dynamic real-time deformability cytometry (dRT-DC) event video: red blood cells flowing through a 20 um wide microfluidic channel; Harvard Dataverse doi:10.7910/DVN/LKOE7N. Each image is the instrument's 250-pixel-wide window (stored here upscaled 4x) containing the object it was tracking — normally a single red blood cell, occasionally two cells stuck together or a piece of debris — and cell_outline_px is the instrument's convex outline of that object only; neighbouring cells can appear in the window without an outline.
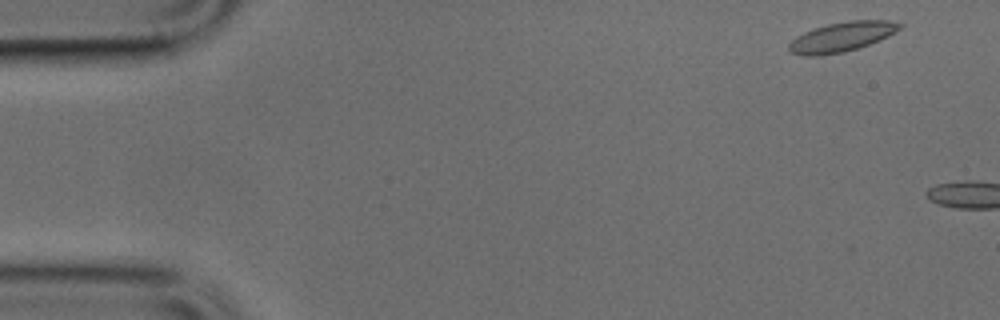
{"species": "common noctule bat (a hibernating species)", "species_latin": "Nyctalus noctula", "temperature_condition": "cold", "stored_images_in_passage": 11, "camera_frame_rate_fps": 3000, "um_per_image_px": 0.085, "animal": {"sex": "male", "body_mass_g": 17.9, "forearm_length_mm": 54.2}, "frame": {"image": 1, "passage_image": 2, "time_ms": 0.333, "image_size_px": [1000, 320], "cell_outline_px": [[904, 28], [880, 40], [856, 48], [840, 52], [812, 56], [800, 56], [788, 52], [788, 44], [796, 36], [804, 32], [828, 24], [848, 20], [888, 20], [904, 24]], "centroid_in_image_um": [71.56, 3.12], "position_along_channel_um": 13.4, "area_um2": 19.13}}